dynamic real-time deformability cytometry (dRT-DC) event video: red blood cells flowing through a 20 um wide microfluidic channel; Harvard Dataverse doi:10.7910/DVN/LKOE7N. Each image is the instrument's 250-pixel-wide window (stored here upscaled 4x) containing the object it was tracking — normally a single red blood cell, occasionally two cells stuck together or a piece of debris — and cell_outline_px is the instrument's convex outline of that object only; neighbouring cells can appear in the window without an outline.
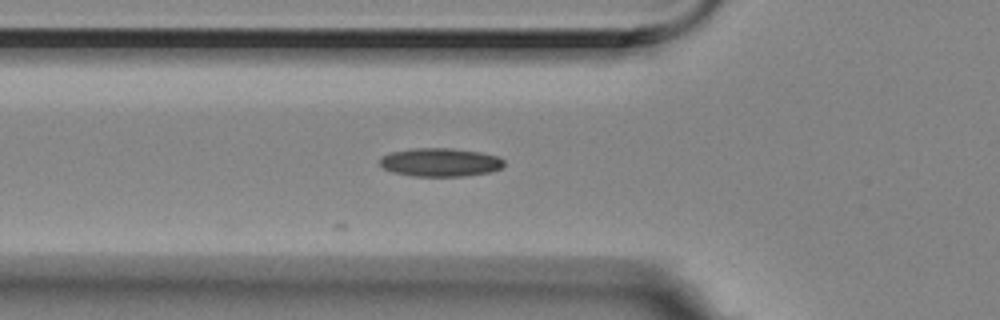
{"species": "Egyptian fruit bat (a non-hibernating species)", "species_latin": "Rousettus aegyptiacus", "temperature_condition": "room temperature", "stored_images_in_passage": 2, "camera_frame_rate_fps": 3000, "um_per_image_px": 0.085, "animal": {"sex": "female"}, "frame": {"image": 1, "passage_image": 2, "time_ms": 0.333, "image_size_px": [1000, 320], "cell_outline_px": [[504, 164], [500, 168], [492, 172], [464, 176], [412, 176], [392, 172], [384, 168], [380, 164], [380, 160], [388, 152], [412, 148], [452, 148], [480, 152], [500, 156], [504, 160]], "centroid_in_image_um": [37.44, 13.79], "position_along_channel_um": 88.4, "area_um2": 20.75}}